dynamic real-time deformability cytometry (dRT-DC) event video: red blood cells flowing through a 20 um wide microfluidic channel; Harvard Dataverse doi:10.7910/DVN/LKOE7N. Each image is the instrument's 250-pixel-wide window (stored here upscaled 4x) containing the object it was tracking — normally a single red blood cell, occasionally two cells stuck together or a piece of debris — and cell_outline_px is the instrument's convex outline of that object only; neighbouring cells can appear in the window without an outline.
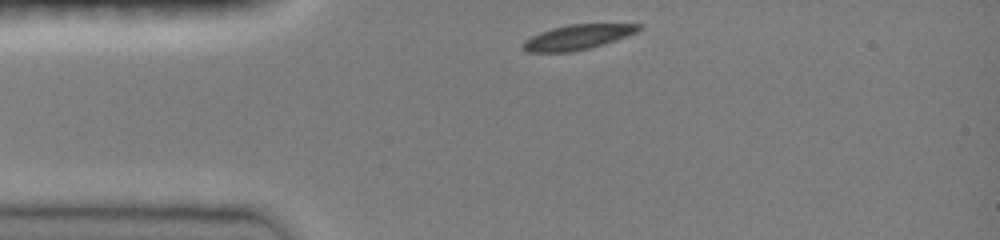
{"species": "common noctule bat (a hibernating species)", "species_latin": "Nyctalus noctula", "temperature_condition": "room temperature", "stored_images_in_passage": 21, "camera_frame_rate_fps": 3000, "um_per_image_px": 0.085, "animal": {"sex": "female", "body_mass_g": 19.0, "forearm_length_mm": 51.5}, "frame": {"image": 1, "passage_image": 1, "time_ms": 0.0, "image_size_px": [1000, 240], "cell_outline_px": [[644, 28], [628, 36], [592, 48], [572, 52], [524, 52], [520, 48], [520, 44], [524, 40], [540, 32], [552, 28], [568, 24], [644, 24]], "centroid_in_image_um": [49.08, 3.16], "position_along_channel_um": 35.9, "area_um2": 17.17}}
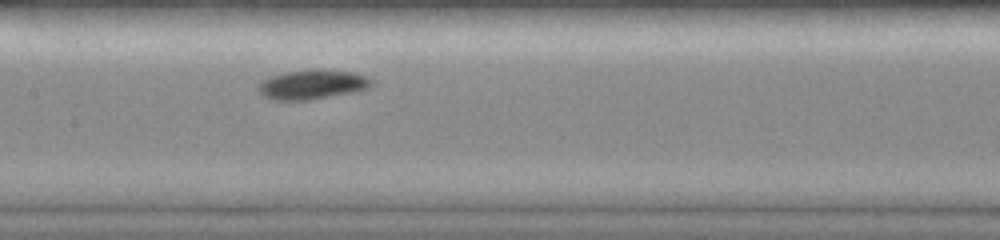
{"frame": {"image": 2, "passage_image": 12, "time_ms": 4.333, "image_size_px": [1000, 240], "cell_outline_px": [[372, 84], [368, 88], [356, 92], [308, 100], [268, 100], [256, 88], [268, 76], [284, 72], [352, 72], [368, 76], [372, 80]], "centroid_in_image_um": [26.52, 7.24], "position_along_channel_um": 180.9, "area_um2": 18.79}}
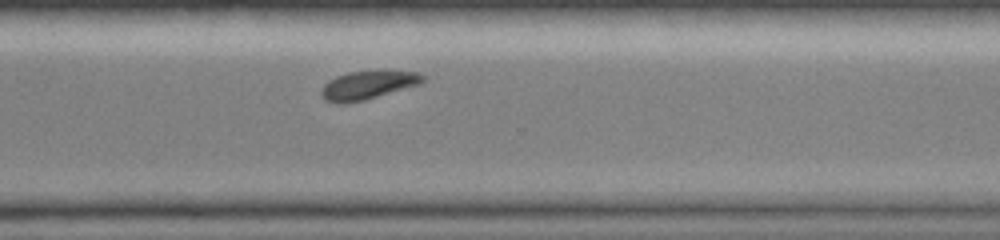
{"frame": {"image": 3, "passage_image": 21, "time_ms": 8.333, "image_size_px": [1000, 240], "cell_outline_px": [[424, 80], [420, 84], [364, 100], [324, 100], [320, 92], [320, 88], [328, 80], [336, 76], [348, 72], [380, 68], [420, 72], [424, 76]], "centroid_in_image_um": [31.35, 7.13], "position_along_channel_um": 339.2, "area_um2": 16.94}}